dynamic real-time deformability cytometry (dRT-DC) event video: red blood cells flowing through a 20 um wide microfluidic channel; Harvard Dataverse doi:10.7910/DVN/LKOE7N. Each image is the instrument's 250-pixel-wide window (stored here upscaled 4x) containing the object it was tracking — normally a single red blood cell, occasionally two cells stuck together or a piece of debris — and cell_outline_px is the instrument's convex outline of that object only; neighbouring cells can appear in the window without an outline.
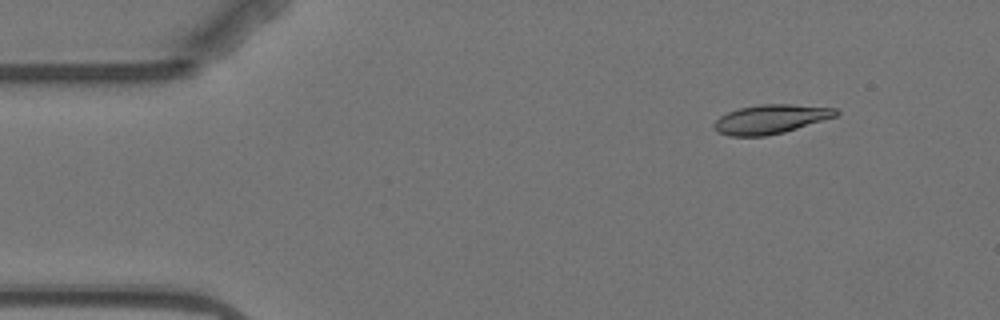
{"species": "Egyptian fruit bat (a non-hibernating species)", "species_latin": "Rousettus aegyptiacus", "temperature_condition": "warm", "stored_images_in_passage": 3, "camera_frame_rate_fps": 3000, "um_per_image_px": 0.085, "animal": {"sex": "female"}, "frame": {"image": 1, "passage_image": 1, "time_ms": 0.0, "image_size_px": [1000, 320], "cell_outline_px": [[840, 112], [836, 116], [784, 132], [764, 136], [728, 136], [720, 132], [712, 124], [720, 116], [728, 112], [740, 108], [760, 104], [792, 104], [836, 108]], "centroid_in_image_um": [65.51, 10.12], "position_along_channel_um": 19.5, "area_um2": 20.46}}
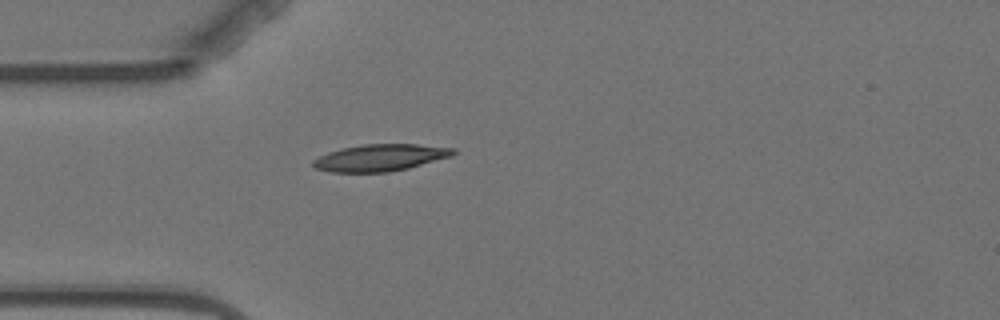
{"frame": {"image": 2, "passage_image": 3, "time_ms": 3.0, "image_size_px": [1000, 320], "cell_outline_px": [[456, 152], [452, 156], [408, 168], [388, 172], [332, 172], [316, 168], [312, 164], [312, 160], [328, 152], [344, 148], [364, 144], [416, 144], [456, 148]], "centroid_in_image_um": [32.35, 13.4], "position_along_channel_um": 52.7, "area_um2": 21.79}}